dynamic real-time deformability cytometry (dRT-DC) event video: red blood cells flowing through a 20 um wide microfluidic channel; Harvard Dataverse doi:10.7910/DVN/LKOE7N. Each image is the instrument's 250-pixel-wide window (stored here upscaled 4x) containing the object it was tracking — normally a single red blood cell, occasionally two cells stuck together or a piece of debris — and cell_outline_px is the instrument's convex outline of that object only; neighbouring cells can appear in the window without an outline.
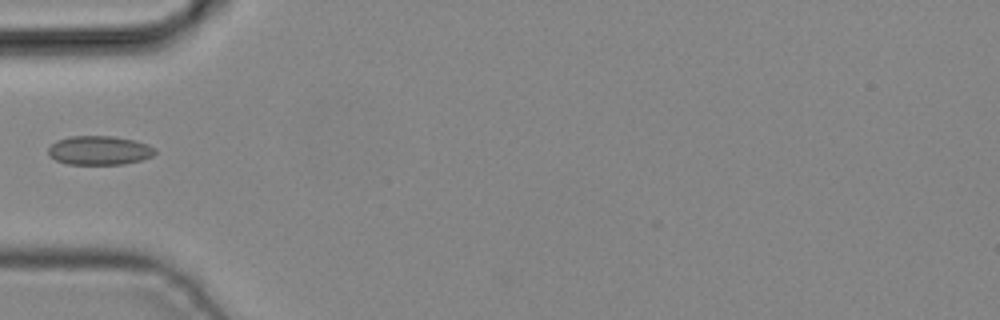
{"species": "common noctule bat (a hibernating species)", "species_latin": "Nyctalus noctula", "temperature_condition": "cold", "stored_images_in_passage": 4, "camera_frame_rate_fps": 3000, "um_per_image_px": 0.085, "animal": {"sex": "male", "body_mass_g": 19.2, "forearm_length_mm": 51.8}, "frame": {"image": 1, "passage_image": 4, "time_ms": 1.0, "image_size_px": [1000, 320], "cell_outline_px": [[156, 152], [152, 156], [140, 160], [124, 164], [68, 164], [56, 160], [48, 156], [48, 148], [56, 140], [72, 136], [112, 136], [136, 140], [148, 144], [156, 148]], "centroid_in_image_um": [8.45, 12.78], "position_along_channel_um": 76.6, "area_um2": 18.15}}